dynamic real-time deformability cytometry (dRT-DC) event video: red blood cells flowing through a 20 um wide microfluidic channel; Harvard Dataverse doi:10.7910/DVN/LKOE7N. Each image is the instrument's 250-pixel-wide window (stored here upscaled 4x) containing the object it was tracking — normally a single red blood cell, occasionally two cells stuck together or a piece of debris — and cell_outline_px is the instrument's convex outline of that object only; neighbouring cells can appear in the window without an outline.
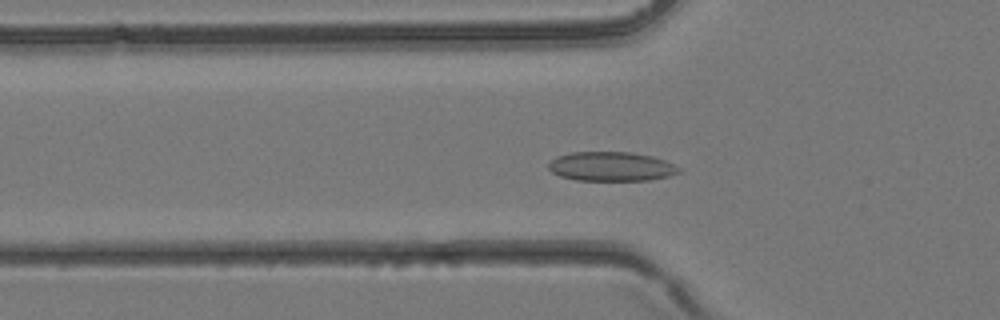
{"species": "common noctule bat (a hibernating species)", "species_latin": "Nyctalus noctula", "temperature_condition": "room temperature", "stored_images_in_passage": 38, "camera_frame_rate_fps": 3000, "um_per_image_px": 0.085, "animal": {"sex": "female", "body_mass_g": 24.6, "forearm_length_mm": 56.2}, "frame": {"image": 1, "passage_image": 13, "time_ms": 4.0, "image_size_px": [1000, 320], "cell_outline_px": [[680, 172], [668, 176], [648, 180], [576, 180], [560, 176], [552, 172], [548, 168], [548, 164], [556, 156], [572, 152], [632, 152], [652, 156], [664, 160], [680, 168]], "centroid_in_image_um": [51.93, 14.14], "position_along_channel_um": 73.9, "area_um2": 22.14}}
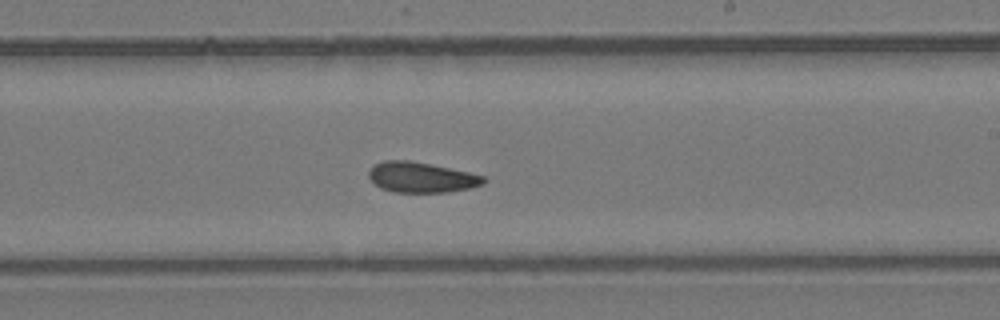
{"frame": {"image": 2, "passage_image": 23, "time_ms": 7.333, "image_size_px": [1000, 320], "cell_outline_px": [[488, 180], [484, 184], [468, 188], [448, 192], [396, 192], [380, 188], [368, 176], [368, 172], [376, 164], [384, 160], [408, 160], [432, 164], [468, 172], [484, 176]], "centroid_in_image_um": [35.83, 15.07], "position_along_channel_um": 253.2, "area_um2": 20.23}}
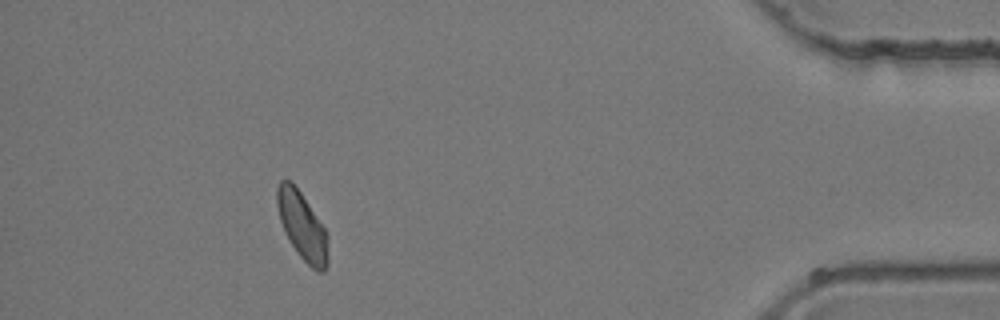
{"frame": {"image": 3, "passage_image": 35, "time_ms": 11.333, "image_size_px": [1000, 320], "cell_outline_px": [[328, 264], [324, 272], [316, 272], [300, 256], [284, 232], [280, 220], [276, 204], [276, 188], [280, 180], [288, 180], [300, 192], [328, 232]], "centroid_in_image_um": [25.7, 19.24], "position_along_channel_um": 409.5, "area_um2": 20.11}}